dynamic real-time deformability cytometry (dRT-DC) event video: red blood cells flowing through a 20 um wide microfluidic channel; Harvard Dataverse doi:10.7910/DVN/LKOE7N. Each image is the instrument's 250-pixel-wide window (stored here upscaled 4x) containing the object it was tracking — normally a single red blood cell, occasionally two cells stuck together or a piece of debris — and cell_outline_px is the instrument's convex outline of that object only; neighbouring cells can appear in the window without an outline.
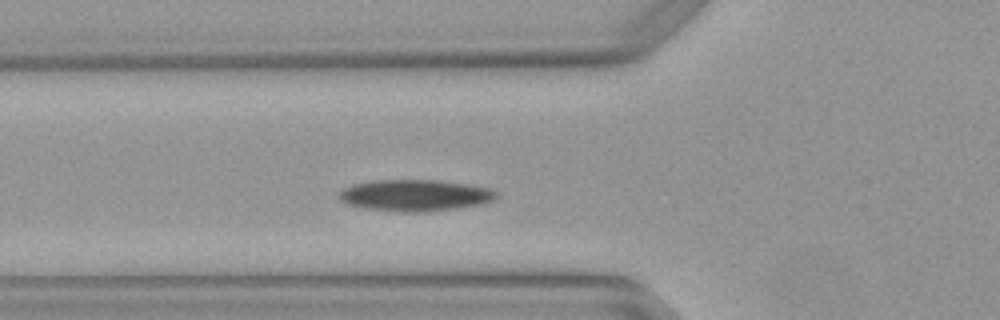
{"species": "Egyptian fruit bat (a non-hibernating species)", "species_latin": "Rousettus aegyptiacus", "temperature_condition": "warm", "stored_images_in_passage": 4, "camera_frame_rate_fps": 3000, "um_per_image_px": 0.085, "animal": {"sex": "female"}, "frame": {"image": 1, "passage_image": 4, "time_ms": 1.0, "image_size_px": [1000, 320], "cell_outline_px": [[500, 196], [496, 200], [484, 204], [456, 208], [424, 212], [404, 212], [368, 208], [348, 204], [340, 200], [340, 192], [344, 188], [352, 184], [376, 180], [436, 180], [468, 184], [488, 188], [496, 192]], "centroid_in_image_um": [35.34, 16.6], "position_along_channel_um": 90.5, "area_um2": 28.78}}